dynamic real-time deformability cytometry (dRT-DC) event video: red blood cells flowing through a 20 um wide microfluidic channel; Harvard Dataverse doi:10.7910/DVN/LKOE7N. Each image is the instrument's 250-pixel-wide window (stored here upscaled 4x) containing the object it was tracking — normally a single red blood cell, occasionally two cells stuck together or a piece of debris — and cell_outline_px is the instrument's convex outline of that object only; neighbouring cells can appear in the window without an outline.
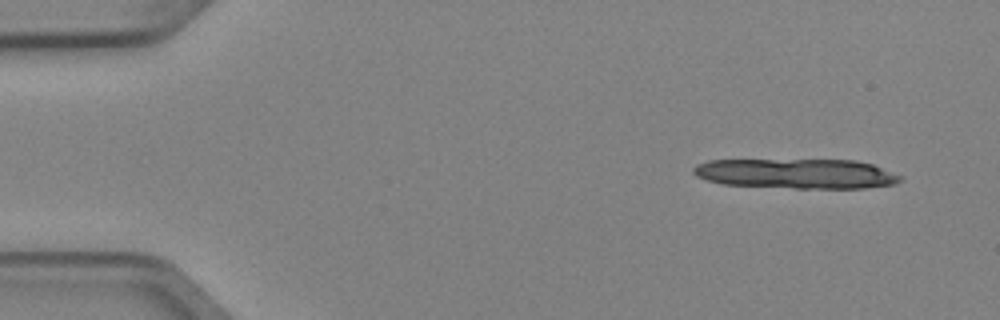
{"species": "Egyptian fruit bat (a non-hibernating species)", "species_latin": "Rousettus aegyptiacus", "temperature_condition": "cold", "stored_images_in_passage": 4, "camera_frame_rate_fps": 3000, "um_per_image_px": 0.085, "animal": {"sex": "female"}, "frame": {"image": 1, "passage_image": 1, "time_ms": 0.0, "image_size_px": [1000, 320], "cell_outline_px": [[904, 176], [896, 184], [864, 188], [796, 188], [724, 184], [708, 180], [696, 176], [692, 172], [692, 168], [696, 164], [708, 160], [856, 160], [872, 164]], "centroid_in_image_um": [67.71, 14.75], "position_along_channel_um": 17.3, "area_um2": 36.07}}